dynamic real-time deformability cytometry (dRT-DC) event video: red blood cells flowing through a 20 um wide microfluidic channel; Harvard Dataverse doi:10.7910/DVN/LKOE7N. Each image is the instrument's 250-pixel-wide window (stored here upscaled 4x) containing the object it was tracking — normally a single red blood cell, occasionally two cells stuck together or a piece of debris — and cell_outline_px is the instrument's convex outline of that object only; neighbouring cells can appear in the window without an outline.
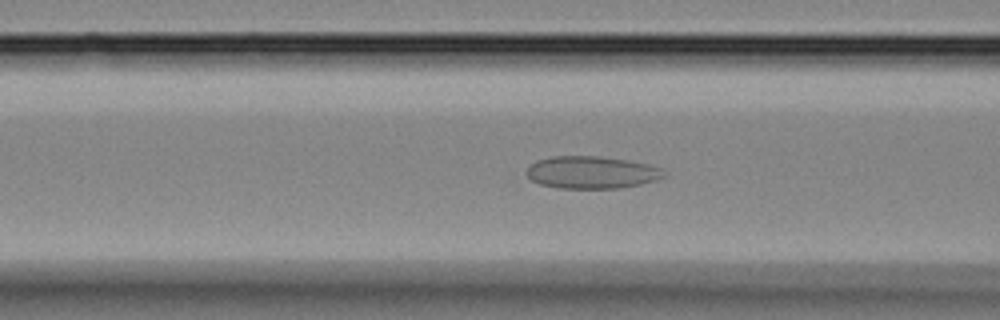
{"species": "Egyptian fruit bat (a non-hibernating species)", "species_latin": "Rousettus aegyptiacus", "temperature_condition": "room temperature", "stored_images_in_passage": 39, "camera_frame_rate_fps": 3000, "um_per_image_px": 0.085, "animal": {"sex": "female"}, "frame": {"image": 1, "passage_image": 12, "time_ms": 3.667, "image_size_px": [1000, 320], "cell_outline_px": [[664, 176], [640, 184], [616, 188], [560, 188], [540, 184], [532, 180], [524, 172], [536, 160], [552, 156], [600, 156], [628, 160], [648, 164], [660, 168]], "centroid_in_image_um": [50.22, 14.64], "position_along_channel_um": 116.4, "area_um2": 25.61}}
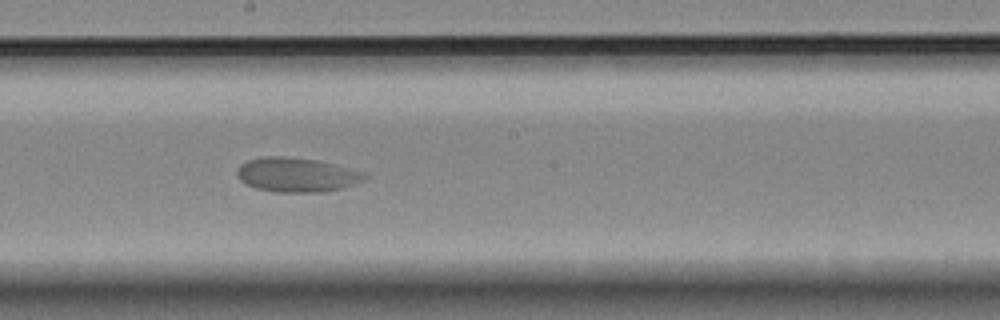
{"frame": {"image": 2, "passage_image": 19, "time_ms": 6.0, "image_size_px": [1000, 320], "cell_outline_px": [[372, 176], [356, 184], [344, 188], [320, 192], [276, 192], [256, 188], [240, 180], [236, 172], [240, 164], [248, 160], [264, 156], [284, 156], [316, 160], [336, 164], [368, 172]], "centroid_in_image_um": [25.31, 14.85], "position_along_channel_um": 222.9, "area_um2": 25.89}}
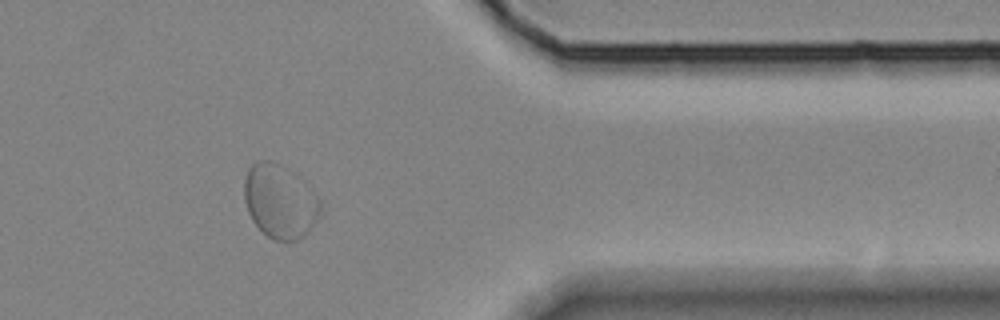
{"frame": {"image": 3, "passage_image": 31, "time_ms": 10.0, "image_size_px": [1000, 320], "cell_outline_px": [[320, 216], [308, 232], [304, 236], [296, 240], [272, 240], [252, 220], [248, 212], [244, 200], [244, 180], [248, 168], [256, 160], [272, 160], [292, 172], [316, 196], [320, 204]], "centroid_in_image_um": [23.75, 17.12], "position_along_channel_um": 387.6, "area_um2": 32.31}}